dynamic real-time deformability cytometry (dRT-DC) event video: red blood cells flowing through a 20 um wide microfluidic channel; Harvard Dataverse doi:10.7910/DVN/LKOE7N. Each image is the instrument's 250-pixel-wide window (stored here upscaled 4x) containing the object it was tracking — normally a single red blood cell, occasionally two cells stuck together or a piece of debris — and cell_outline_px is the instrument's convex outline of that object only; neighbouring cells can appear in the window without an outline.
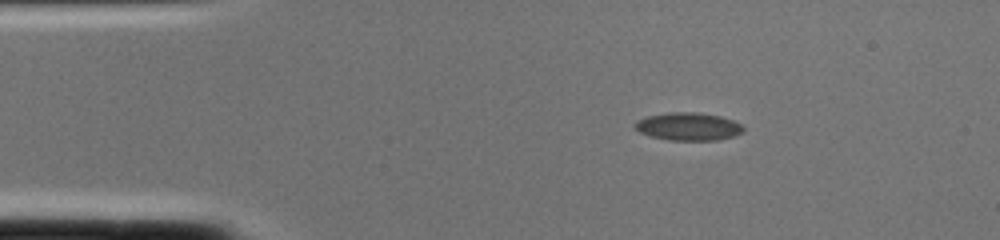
{"species": "common noctule bat (a hibernating species)", "species_latin": "Nyctalus noctula", "temperature_condition": "cold", "stored_images_in_passage": 2, "camera_frame_rate_fps": 3000, "um_per_image_px": 0.085, "animal": {"sex": "female", "body_mass_g": 22.0, "forearm_length_mm": 56.7}, "frame": {"image": 1, "passage_image": 1, "time_ms": 0.0, "image_size_px": [1000, 240], "cell_outline_px": [[744, 132], [732, 136], [716, 140], [668, 140], [648, 136], [632, 128], [632, 124], [636, 120], [648, 116], [672, 112], [696, 112], [720, 116], [732, 120], [740, 124], [744, 128]], "centroid_in_image_um": [58.45, 10.76], "position_along_channel_um": 26.6, "area_um2": 17.69}}